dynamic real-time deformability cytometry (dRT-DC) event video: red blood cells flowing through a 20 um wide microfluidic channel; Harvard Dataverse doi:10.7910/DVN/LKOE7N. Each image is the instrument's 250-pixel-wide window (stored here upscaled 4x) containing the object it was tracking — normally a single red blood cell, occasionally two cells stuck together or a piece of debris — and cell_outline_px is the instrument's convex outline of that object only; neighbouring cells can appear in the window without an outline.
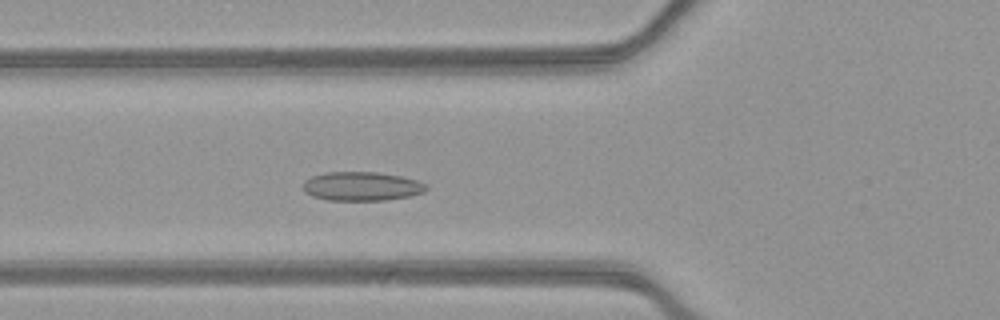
{"species": "common noctule bat (a hibernating species)", "species_latin": "Nyctalus noctula", "temperature_condition": "warm", "stored_images_in_passage": 51, "camera_frame_rate_fps": 3000, "um_per_image_px": 0.085, "animal": {"sex": "female", "body_mass_g": 21.9}, "frame": {"image": 1, "passage_image": 18, "time_ms": 5.667, "image_size_px": [1000, 320], "cell_outline_px": [[428, 188], [424, 192], [412, 196], [384, 200], [328, 200], [312, 196], [304, 192], [304, 180], [312, 176], [324, 172], [376, 172], [400, 176], [416, 180], [424, 184]], "centroid_in_image_um": [30.73, 15.83], "position_along_channel_um": 95.1, "area_um2": 20.75}}
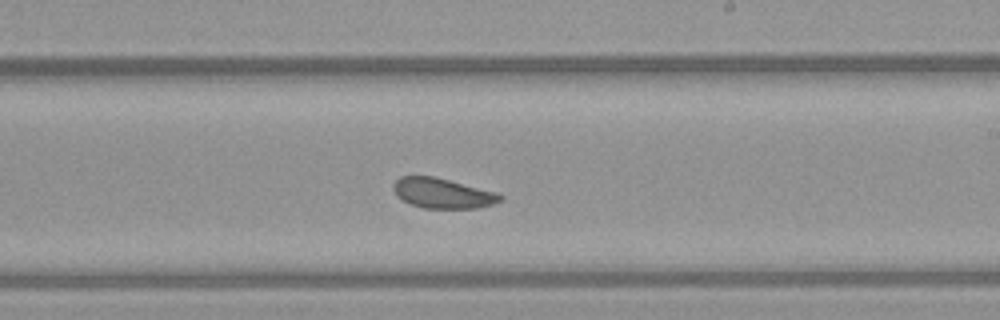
{"frame": {"image": 2, "passage_image": 30, "time_ms": 9.667, "image_size_px": [1000, 320], "cell_outline_px": [[504, 200], [492, 204], [476, 208], [424, 208], [400, 200], [396, 196], [392, 188], [392, 184], [400, 176], [432, 176], [496, 192], [504, 196]], "centroid_in_image_um": [37.59, 16.43], "position_along_channel_um": 251.4, "area_um2": 18.73}}
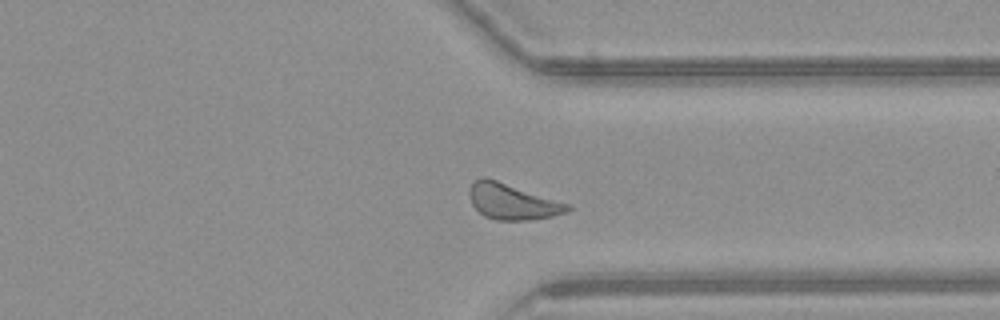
{"frame": {"image": 3, "passage_image": 39, "time_ms": 12.667, "image_size_px": [1000, 320], "cell_outline_px": [[572, 208], [568, 212], [552, 216], [528, 220], [496, 220], [484, 216], [472, 204], [468, 196], [468, 188], [476, 180], [484, 176], [572, 204]], "centroid_in_image_um": [43.57, 17.13], "position_along_channel_um": 367.8, "area_um2": 20.63}, "authors_computed_cell_mechanics": {"area_um2": 20.6346, "velocity_mm_per_s": 3.8969, "shape_relaxation_time_tau1_ms": 2.5053, "shape_relaxation_time_tau2_ms": 5.9874, "deformation_change_tau1": 0.0542, "deformation_change_tau2": 0.1212}}